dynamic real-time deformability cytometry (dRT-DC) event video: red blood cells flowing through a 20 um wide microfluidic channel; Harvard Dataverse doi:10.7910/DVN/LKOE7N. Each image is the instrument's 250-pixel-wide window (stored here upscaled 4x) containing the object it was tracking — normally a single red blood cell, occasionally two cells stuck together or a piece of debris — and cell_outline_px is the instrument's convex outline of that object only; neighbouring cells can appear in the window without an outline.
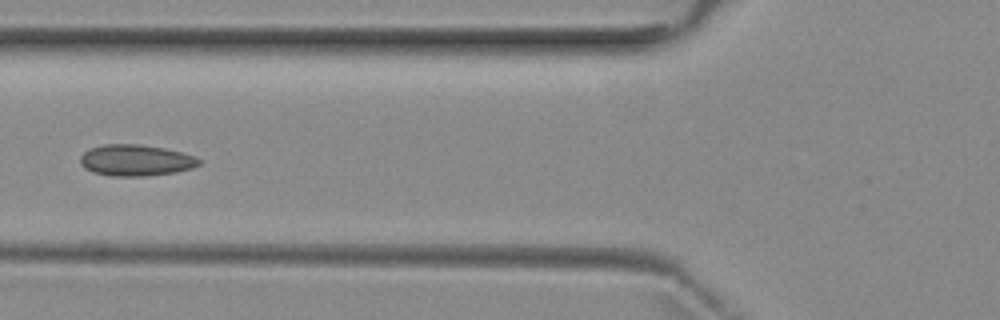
{"species": "common noctule bat (a hibernating species)", "species_latin": "Nyctalus noctula", "temperature_condition": "room temperature", "stored_images_in_passage": 5, "camera_frame_rate_fps": 3000, "um_per_image_px": 0.085, "animal": {"sex": "female", "body_mass_g": 29.2, "forearm_length_mm": 56.3}, "frame": {"image": 1, "passage_image": 5, "time_ms": 5.333, "image_size_px": [1000, 320], "cell_outline_px": [[200, 164], [192, 168], [176, 172], [148, 176], [112, 176], [92, 172], [84, 168], [80, 164], [80, 156], [88, 148], [104, 144], [140, 144], [164, 148], [196, 156], [200, 160]], "centroid_in_image_um": [11.52, 13.62], "position_along_channel_um": 114.3, "area_um2": 21.85}}